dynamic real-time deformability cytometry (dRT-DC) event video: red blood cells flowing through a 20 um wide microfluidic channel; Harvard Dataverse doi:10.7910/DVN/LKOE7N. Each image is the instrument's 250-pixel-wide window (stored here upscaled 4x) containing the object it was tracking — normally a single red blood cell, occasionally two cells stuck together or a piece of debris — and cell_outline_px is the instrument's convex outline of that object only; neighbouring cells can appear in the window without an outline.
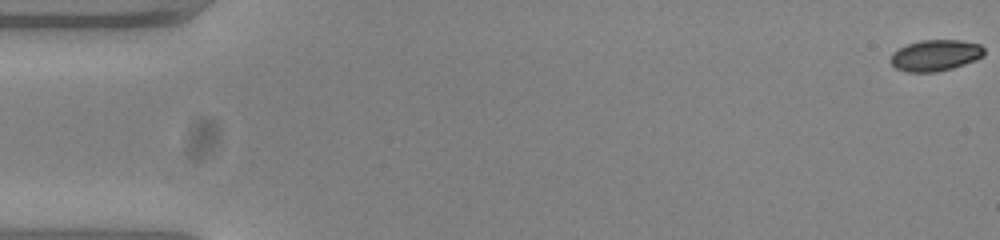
{"species": "common noctule bat (a hibernating species)", "species_latin": "Nyctalus noctula", "temperature_condition": "warm", "stored_images_in_passage": 55, "camera_frame_rate_fps": 3000, "um_per_image_px": 0.085, "animal": {"sex": "female", "body_mass_g": 23.0, "forearm_length_mm": 53.4}, "frame": {"image": 1, "passage_image": 1, "time_ms": 0.0, "image_size_px": [1000, 240], "cell_outline_px": [[984, 56], [976, 60], [952, 68], [936, 72], [908, 72], [896, 68], [892, 64], [892, 52], [908, 44], [920, 40], [960, 40], [980, 44], [984, 48]], "centroid_in_image_um": [79.54, 4.7], "position_along_channel_um": 5.5, "area_um2": 16.94}}
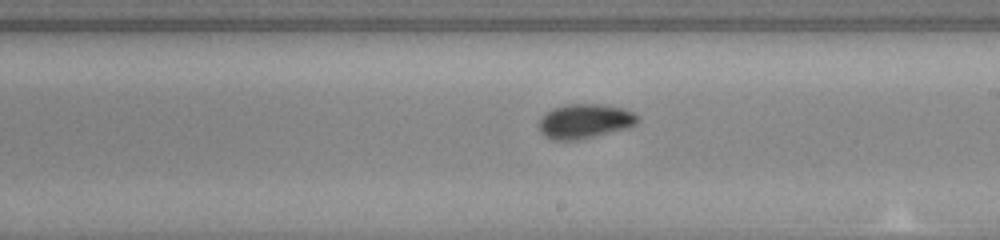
{"frame": {"image": 2, "passage_image": 32, "time_ms": 10.333, "image_size_px": [1000, 240], "cell_outline_px": [[640, 120], [636, 124], [628, 128], [576, 140], [552, 140], [544, 136], [540, 132], [540, 120], [552, 108], [568, 104], [608, 104], [624, 108], [632, 112]], "centroid_in_image_um": [49.73, 10.29], "position_along_channel_um": 239.3, "area_um2": 19.77}}
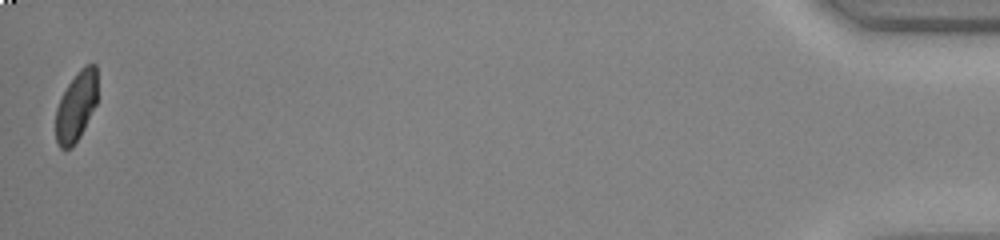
{"frame": {"image": 3, "passage_image": 55, "time_ms": 18.0, "image_size_px": [1000, 240], "cell_outline_px": [[96, 104], [80, 136], [72, 148], [60, 148], [56, 140], [56, 108], [68, 84], [76, 72], [84, 64], [96, 64]], "centroid_in_image_um": [6.47, 9.03], "position_along_channel_um": 428.7, "area_um2": 16.76}, "authors_computed_cell_mechanics": {"area_um2": 18.496, "velocity_mm_per_s": 3.7603, "shape_relaxation_time_tau1_ms": 3.9368, "shape_relaxation_time_tau2_ms": 2.0672, "deformation_change_tau1": 0.141, "deformation_change_tau2": 0.0399}}